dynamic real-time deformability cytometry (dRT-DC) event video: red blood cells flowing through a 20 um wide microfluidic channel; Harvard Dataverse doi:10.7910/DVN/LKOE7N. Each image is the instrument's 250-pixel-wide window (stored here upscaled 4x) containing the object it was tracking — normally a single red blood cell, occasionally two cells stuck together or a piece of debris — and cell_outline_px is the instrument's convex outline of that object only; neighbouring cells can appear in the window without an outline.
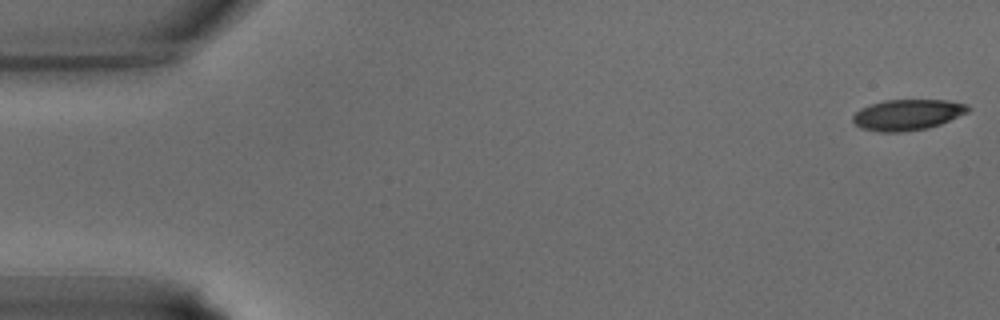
{"species": "common noctule bat (a hibernating species)", "species_latin": "Nyctalus noctula", "temperature_condition": "warm", "stored_images_in_passage": 12, "camera_frame_rate_fps": 3000, "um_per_image_px": 0.085, "animal": {"sex": "male", "body_mass_g": 15.6}, "frame": {"image": 1, "passage_image": 1, "time_ms": 0.0, "image_size_px": [1000, 320], "cell_outline_px": [[972, 108], [968, 112], [940, 124], [928, 128], [900, 132], [880, 132], [860, 128], [852, 120], [852, 116], [860, 108], [884, 100], [944, 100], [968, 104]], "centroid_in_image_um": [77.13, 9.75], "position_along_channel_um": 7.9, "area_um2": 20.69}}
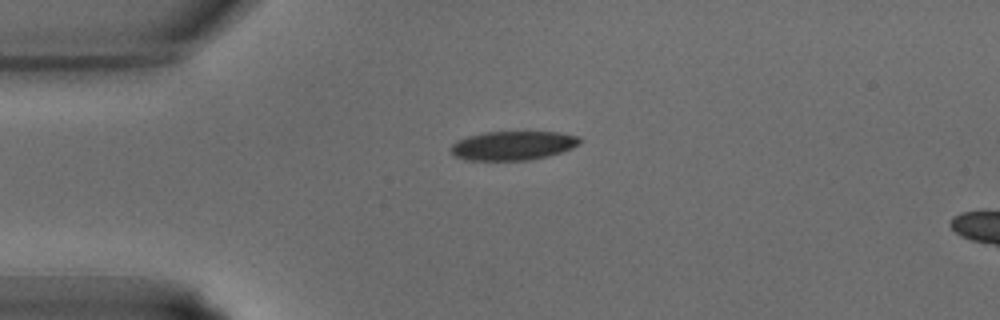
{"frame": {"image": 2, "passage_image": 9, "time_ms": 2.667, "image_size_px": [1000, 320], "cell_outline_px": [[584, 140], [580, 144], [572, 148], [548, 156], [528, 160], [464, 160], [456, 156], [452, 152], [452, 144], [456, 140], [468, 136], [484, 132], [556, 132], [580, 136]], "centroid_in_image_um": [43.63, 12.37], "position_along_channel_um": 41.4, "area_um2": 21.85}}